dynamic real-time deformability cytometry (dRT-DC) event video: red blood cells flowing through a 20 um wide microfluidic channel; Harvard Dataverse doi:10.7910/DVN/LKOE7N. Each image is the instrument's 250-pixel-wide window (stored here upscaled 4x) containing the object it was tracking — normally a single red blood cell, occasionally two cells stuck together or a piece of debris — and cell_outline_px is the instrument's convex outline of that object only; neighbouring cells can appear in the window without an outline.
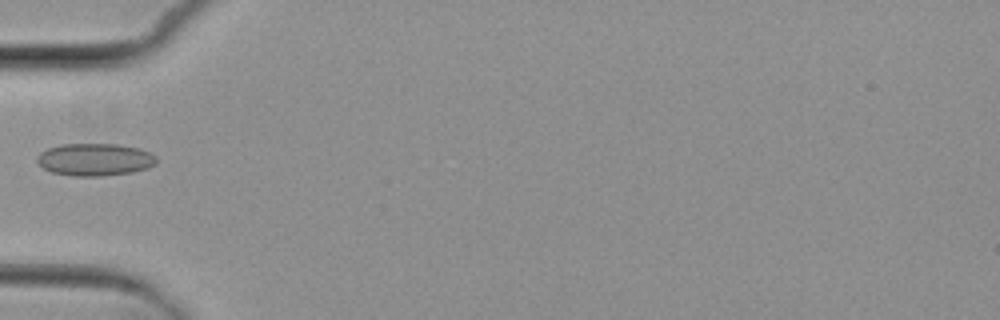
{"species": "common noctule bat (a hibernating species)", "species_latin": "Nyctalus noctula", "temperature_condition": "cold", "stored_images_in_passage": 3, "camera_frame_rate_fps": 3000, "um_per_image_px": 0.085, "animal": {"sex": "female", "body_mass_g": 29.2, "forearm_length_mm": 56.3}, "frame": {"image": 1, "passage_image": 3, "time_ms": 2.333, "image_size_px": [1000, 320], "cell_outline_px": [[156, 164], [148, 168], [132, 172], [100, 176], [72, 176], [52, 172], [44, 168], [36, 160], [36, 156], [40, 152], [48, 148], [60, 144], [116, 144], [140, 148], [156, 156]], "centroid_in_image_um": [8.06, 13.56], "position_along_channel_um": 76.9, "area_um2": 22.6}}